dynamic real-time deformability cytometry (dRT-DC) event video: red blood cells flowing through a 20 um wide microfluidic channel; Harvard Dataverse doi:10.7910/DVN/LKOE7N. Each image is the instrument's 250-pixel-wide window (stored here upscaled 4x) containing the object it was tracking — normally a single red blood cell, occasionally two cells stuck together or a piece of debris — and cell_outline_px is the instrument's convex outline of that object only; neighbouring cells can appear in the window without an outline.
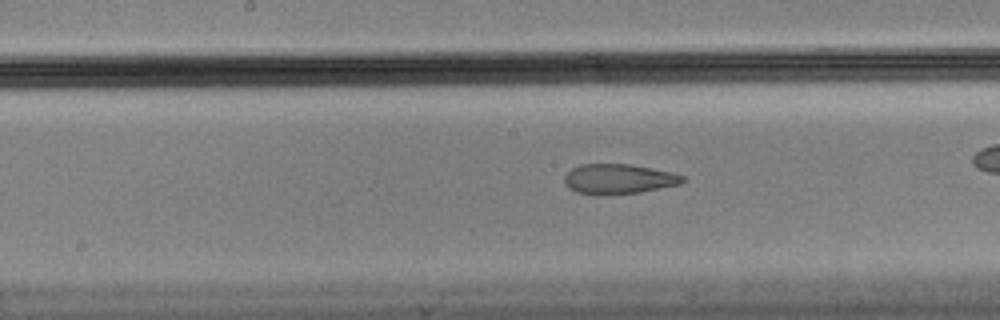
{"species": "Egyptian fruit bat (a non-hibernating species)", "species_latin": "Rousettus aegyptiacus", "temperature_condition": "cold", "stored_images_in_passage": 30, "camera_frame_rate_fps": 3000, "um_per_image_px": 0.085, "animal": {"sex": "male"}, "frame": {"image": 1, "passage_image": 13, "time_ms": 4.0, "image_size_px": [1000, 320], "cell_outline_px": [[688, 180], [680, 184], [640, 192], [576, 192], [568, 188], [564, 180], [564, 176], [572, 168], [580, 164], [632, 164], [672, 172], [684, 176]], "centroid_in_image_um": [52.64, 15.16], "position_along_channel_um": 195.6, "area_um2": 20.0}}